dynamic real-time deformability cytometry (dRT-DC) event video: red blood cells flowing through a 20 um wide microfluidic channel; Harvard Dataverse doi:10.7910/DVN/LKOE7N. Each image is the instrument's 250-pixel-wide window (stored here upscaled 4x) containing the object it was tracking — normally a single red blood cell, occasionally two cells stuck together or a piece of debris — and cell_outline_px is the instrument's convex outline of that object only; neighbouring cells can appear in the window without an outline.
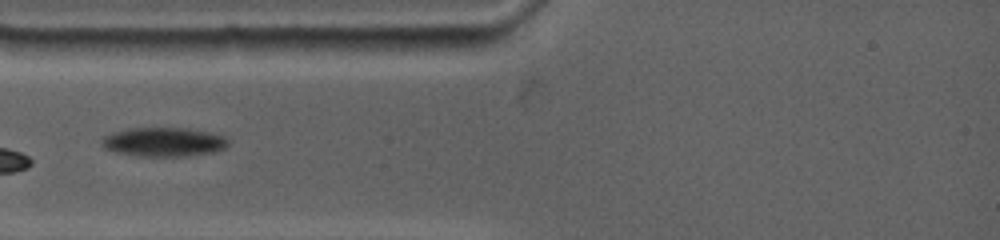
{"species": "common noctule bat (a hibernating species)", "species_latin": "Nyctalus noctula", "temperature_condition": "warm", "stored_images_in_passage": 31, "camera_frame_rate_fps": 4500, "um_per_image_px": 0.085, "animal": {"sex": "female", "body_mass_g": 19.0, "forearm_length_mm": 53.3}, "frame": {"image": 1, "passage_image": 1, "time_ms": 0.0, "image_size_px": [1000, 240], "cell_outline_px": [[228, 144], [224, 148], [216, 152], [188, 156], [136, 156], [112, 152], [104, 148], [100, 144], [100, 140], [104, 136], [116, 132], [132, 128], [184, 128], [224, 136], [228, 140]], "centroid_in_image_um": [13.87, 12.09], "position_along_channel_um": 71.1, "area_um2": 21.39}}